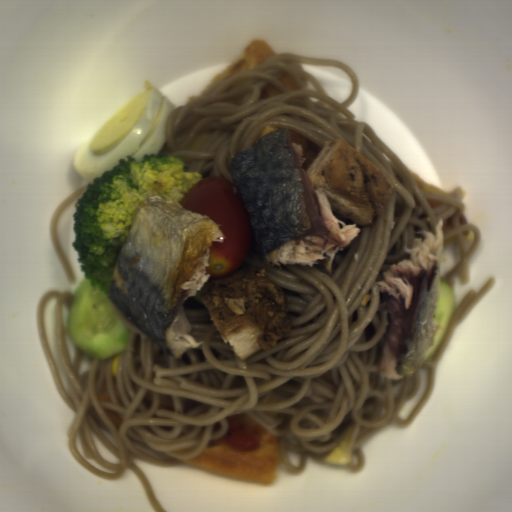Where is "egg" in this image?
<instances>
[{"label": "egg", "mask_w": 512, "mask_h": 512, "mask_svg": "<svg viewBox=\"0 0 512 512\" xmlns=\"http://www.w3.org/2000/svg\"><path fill=\"white\" fill-rule=\"evenodd\" d=\"M173 109L172 102L157 87L137 91L76 152L74 169L91 183L125 156L141 159L159 153Z\"/></svg>", "instance_id": "egg-1"}]
</instances>
